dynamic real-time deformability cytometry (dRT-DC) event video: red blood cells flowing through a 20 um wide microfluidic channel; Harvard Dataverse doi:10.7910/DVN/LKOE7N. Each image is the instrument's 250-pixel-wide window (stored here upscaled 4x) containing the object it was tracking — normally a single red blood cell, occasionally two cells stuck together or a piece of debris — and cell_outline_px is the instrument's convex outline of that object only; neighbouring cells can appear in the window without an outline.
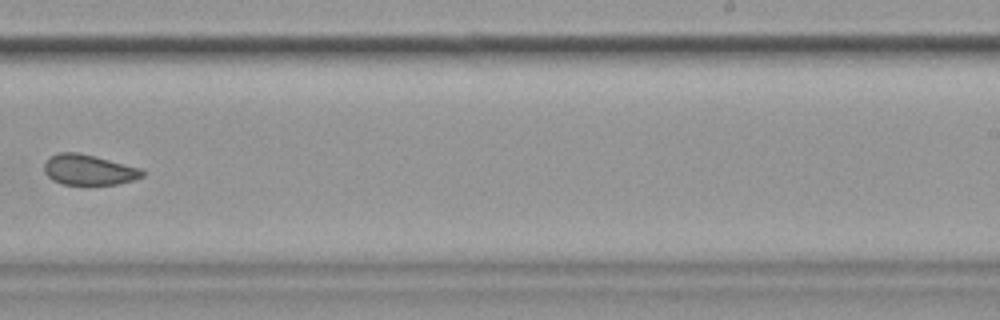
{"species": "common noctule bat (a hibernating species)", "species_latin": "Nyctalus noctula", "temperature_condition": "cold", "stored_images_in_passage": 16, "camera_frame_rate_fps": 3000, "um_per_image_px": 0.085, "animal": {"sex": "female", "body_mass_g": 19.9}, "frame": {"image": 1, "passage_image": 16, "time_ms": 1673.333, "image_size_px": [1000, 320], "cell_outline_px": [[144, 176], [132, 180], [116, 184], [60, 184], [52, 180], [44, 172], [44, 160], [48, 156], [60, 152], [76, 152], [140, 168], [144, 172]], "centroid_in_image_um": [7.47, 14.43], "position_along_channel_um": 281.5, "area_um2": 17.22}}